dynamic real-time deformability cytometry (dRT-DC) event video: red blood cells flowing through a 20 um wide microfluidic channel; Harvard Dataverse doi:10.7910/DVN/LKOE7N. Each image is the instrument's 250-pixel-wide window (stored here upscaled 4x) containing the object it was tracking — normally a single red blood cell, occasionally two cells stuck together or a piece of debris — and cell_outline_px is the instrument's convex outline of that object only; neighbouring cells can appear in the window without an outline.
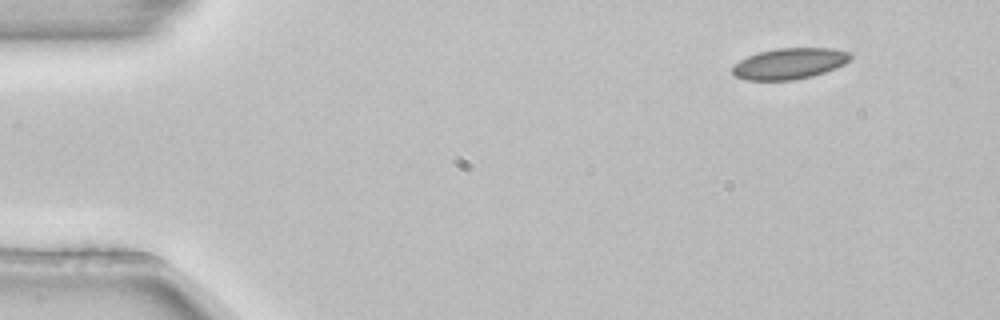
{"species": "common noctule bat (a hibernating species)", "species_latin": "Nyctalus noctula", "temperature_condition": "room temperature", "stored_images_in_passage": 4, "camera_frame_rate_fps": 3000, "um_per_image_px": 0.085, "animal": {"sex": "female", "body_mass_g": 22.7, "forearm_length_mm": 54.2}, "frame": {"image": 1, "passage_image": 4, "time_ms": 1.0, "image_size_px": [1000, 320], "cell_outline_px": [[852, 56], [844, 64], [836, 68], [812, 76], [792, 80], [744, 80], [736, 76], [732, 72], [732, 64], [756, 52], [776, 48], [832, 48], [848, 52]], "centroid_in_image_um": [67.06, 5.4], "position_along_channel_um": 17.9, "area_um2": 21.39}}